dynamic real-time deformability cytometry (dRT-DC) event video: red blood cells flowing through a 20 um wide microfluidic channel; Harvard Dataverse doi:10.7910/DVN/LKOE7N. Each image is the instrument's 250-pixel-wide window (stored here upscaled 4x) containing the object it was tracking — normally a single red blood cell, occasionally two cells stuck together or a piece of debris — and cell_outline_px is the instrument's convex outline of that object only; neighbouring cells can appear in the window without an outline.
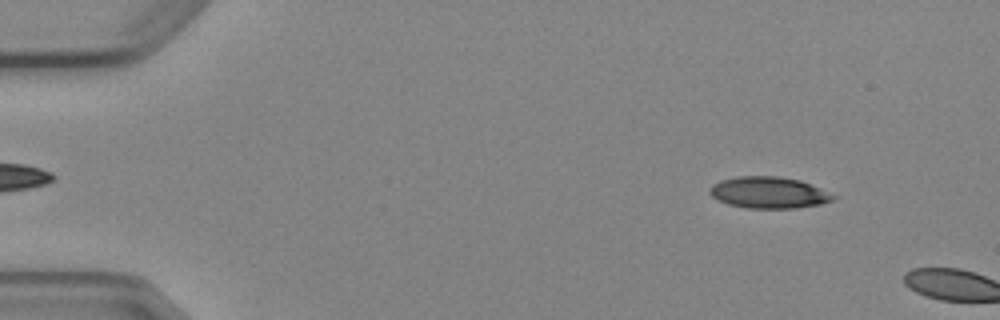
{"species": "Egyptian fruit bat (a non-hibernating species)", "species_latin": "Rousettus aegyptiacus", "temperature_condition": "cold", "stored_images_in_passage": 2, "camera_frame_rate_fps": 3000, "um_per_image_px": 0.085, "animal": {"sex": "female"}, "frame": {"image": 1, "passage_image": 1, "time_ms": 0.0, "image_size_px": [1000, 320], "cell_outline_px": [[840, 196], [832, 200], [820, 204], [796, 208], [744, 208], [728, 204], [716, 200], [708, 192], [708, 188], [712, 184], [720, 180], [736, 176], [776, 176], [800, 180]], "centroid_in_image_um": [65.32, 16.37], "position_along_channel_um": 19.7, "area_um2": 22.95}}